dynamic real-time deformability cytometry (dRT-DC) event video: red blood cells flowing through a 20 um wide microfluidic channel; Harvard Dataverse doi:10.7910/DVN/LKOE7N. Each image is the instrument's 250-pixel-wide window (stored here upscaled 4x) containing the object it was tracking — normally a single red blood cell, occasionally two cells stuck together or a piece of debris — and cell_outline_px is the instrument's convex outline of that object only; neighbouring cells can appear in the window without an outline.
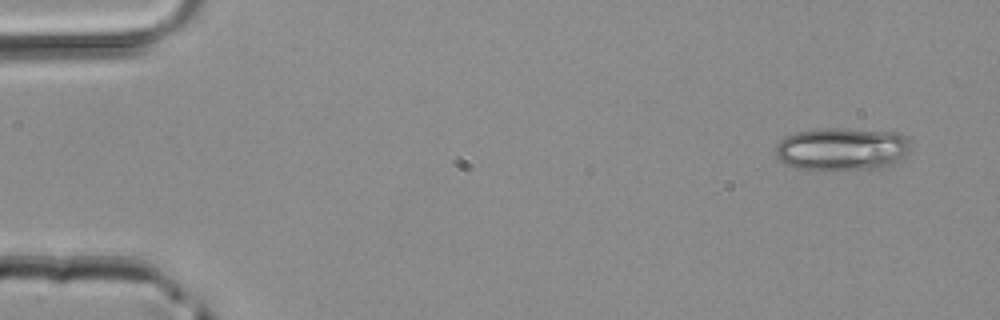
{"species": "common noctule bat (a hibernating species)", "species_latin": "Nyctalus noctula", "temperature_condition": "room temperature", "stored_images_in_passage": 4, "camera_frame_rate_fps": 3000, "um_per_image_px": 0.085, "animal": {"sex": "male", "body_mass_g": 20.4}, "frame": {"image": 1, "passage_image": 1, "time_ms": 0.0, "image_size_px": [1000, 320], "cell_outline_px": [[912, 144], [908, 152], [904, 156], [880, 168], [824, 172], [796, 168], [784, 164], [776, 160], [776, 144], [784, 136], [796, 132], [820, 128], [844, 128], [892, 132], [904, 136]], "centroid_in_image_um": [71.48, 12.69], "position_along_channel_um": 13.5, "area_um2": 34.51}}